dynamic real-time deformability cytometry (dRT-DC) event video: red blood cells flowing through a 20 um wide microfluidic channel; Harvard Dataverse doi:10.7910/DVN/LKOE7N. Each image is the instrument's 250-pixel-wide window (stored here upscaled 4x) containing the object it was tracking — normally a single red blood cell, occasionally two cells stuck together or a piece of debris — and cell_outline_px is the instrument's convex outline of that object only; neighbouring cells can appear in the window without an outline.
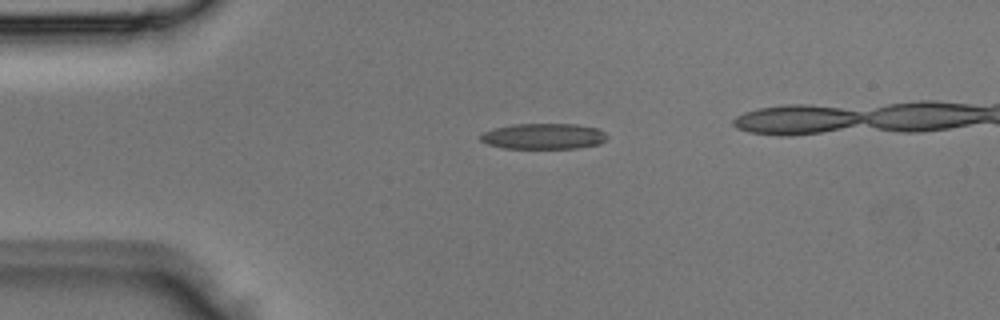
{"species": "Egyptian fruit bat (a non-hibernating species)", "species_latin": "Rousettus aegyptiacus", "temperature_condition": "room temperature", "stored_images_in_passage": 3, "camera_frame_rate_fps": 3000, "um_per_image_px": 0.085, "animal": {"sex": "male"}, "frame": {"image": 1, "passage_image": 1, "time_ms": 0.0, "image_size_px": [1000, 320], "cell_outline_px": [[608, 136], [600, 144], [576, 148], [504, 148], [488, 144], [480, 140], [476, 136], [492, 128], [512, 124], [576, 124], [600, 128]], "centroid_in_image_um": [46.18, 11.57], "position_along_channel_um": 38.8, "area_um2": 19.19}}